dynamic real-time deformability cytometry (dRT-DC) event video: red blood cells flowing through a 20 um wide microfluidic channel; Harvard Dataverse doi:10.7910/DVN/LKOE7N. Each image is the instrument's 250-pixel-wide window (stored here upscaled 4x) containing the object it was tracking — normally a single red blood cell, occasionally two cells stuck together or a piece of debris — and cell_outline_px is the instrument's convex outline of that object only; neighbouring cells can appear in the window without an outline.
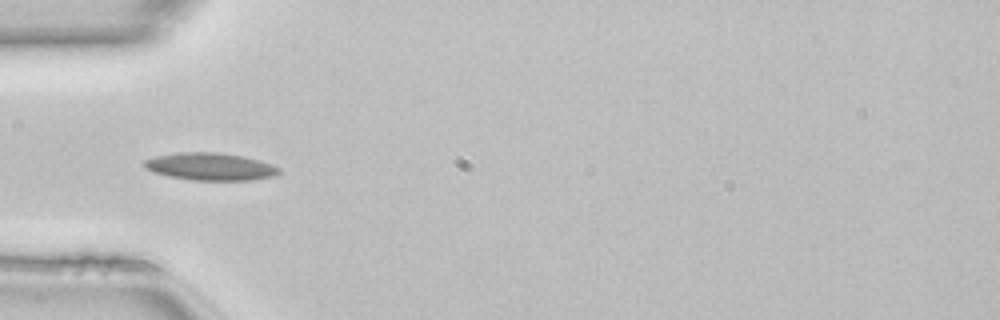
{"species": "common noctule bat (a hibernating species)", "species_latin": "Nyctalus noctula", "temperature_condition": "room temperature", "stored_images_in_passage": 34, "camera_frame_rate_fps": 3000, "um_per_image_px": 0.085, "animal": {"sex": "female", "body_mass_g": 22.7, "forearm_length_mm": 54.2}, "frame": {"image": 1, "passage_image": 1, "time_ms": 0.0, "image_size_px": [1000, 320], "cell_outline_px": [[280, 172], [272, 176], [252, 180], [192, 180], [168, 176], [152, 172], [144, 168], [144, 160], [156, 156], [176, 152], [220, 152], [244, 156], [260, 160], [272, 164], [280, 168]], "centroid_in_image_um": [17.86, 14.15], "position_along_channel_um": 67.1, "area_um2": 21.73}}
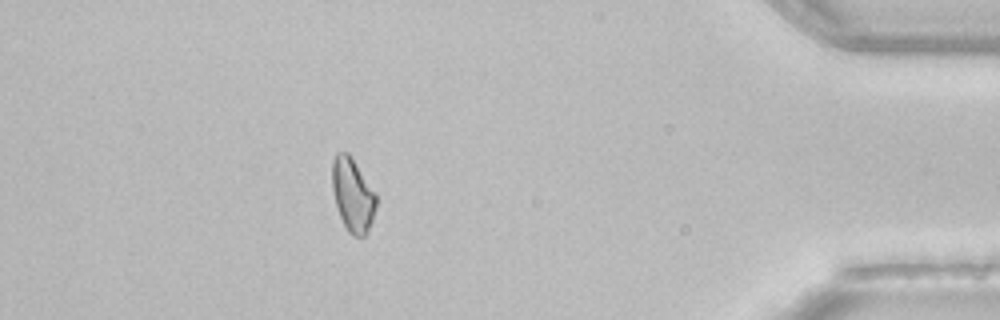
{"frame": {"image": 2, "passage_image": 29, "time_ms": 9.333, "image_size_px": [1000, 320], "cell_outline_px": [[376, 208], [372, 220], [364, 236], [352, 236], [348, 232], [340, 216], [336, 204], [332, 188], [332, 160], [336, 152], [348, 152], [376, 192]], "centroid_in_image_um": [29.97, 16.54], "position_along_channel_um": 405.2, "area_um2": 18.79}}